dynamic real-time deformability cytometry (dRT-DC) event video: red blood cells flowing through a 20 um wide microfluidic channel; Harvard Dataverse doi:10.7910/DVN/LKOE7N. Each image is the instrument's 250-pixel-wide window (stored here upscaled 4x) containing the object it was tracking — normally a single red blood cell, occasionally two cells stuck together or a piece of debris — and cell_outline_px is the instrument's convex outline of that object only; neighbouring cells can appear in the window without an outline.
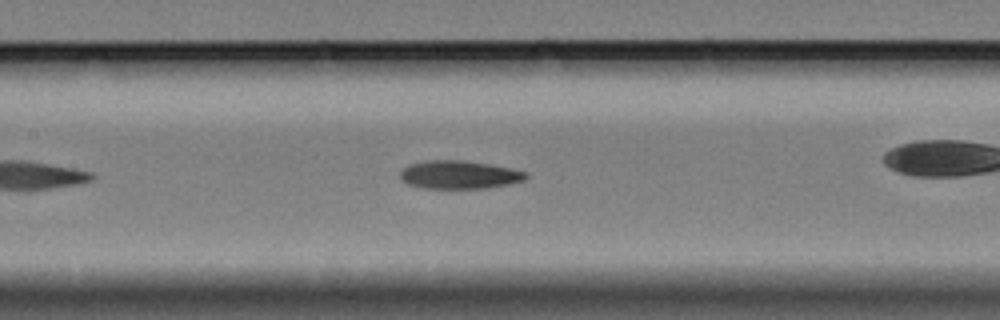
{"species": "Egyptian fruit bat (a non-hibernating species)", "species_latin": "Rousettus aegyptiacus", "temperature_condition": "cold", "stored_images_in_passage": 19, "camera_frame_rate_fps": 3000, "um_per_image_px": 0.085, "animal": {"sex": "female"}, "frame": {"image": 1, "passage_image": 14, "time_ms": 4.333, "image_size_px": [1000, 320], "cell_outline_px": [[528, 176], [524, 180], [508, 184], [484, 188], [424, 188], [408, 184], [400, 180], [400, 172], [408, 164], [428, 160], [464, 160], [512, 168], [528, 172]], "centroid_in_image_um": [39.02, 14.84], "position_along_channel_um": 168.4, "area_um2": 20.69}}